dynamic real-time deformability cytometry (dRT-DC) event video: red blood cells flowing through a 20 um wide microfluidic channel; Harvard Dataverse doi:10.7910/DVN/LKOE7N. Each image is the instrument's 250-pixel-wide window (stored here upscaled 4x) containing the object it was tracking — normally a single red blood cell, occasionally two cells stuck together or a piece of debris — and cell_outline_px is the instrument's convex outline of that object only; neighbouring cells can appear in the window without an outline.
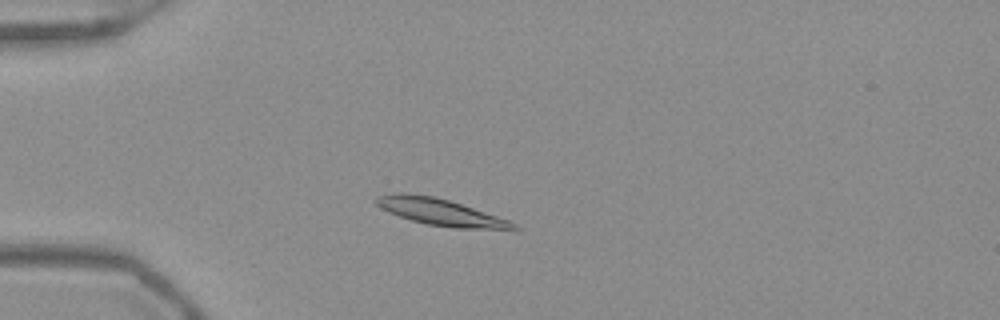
{"species": "Egyptian fruit bat (a non-hibernating species)", "species_latin": "Rousettus aegyptiacus", "temperature_condition": "warm", "stored_images_in_passage": 49, "camera_frame_rate_fps": 3000, "um_per_image_px": 0.085, "frame": {"image": 1, "passage_image": 11, "time_ms": 3.333, "image_size_px": [1000, 320], "cell_outline_px": [[520, 228], [516, 232], [456, 228], [428, 224], [412, 220], [388, 212], [380, 208], [372, 200], [376, 196], [396, 192], [400, 192], [436, 196], [508, 220], [516, 224]], "centroid_in_image_um": [37.5, 18.05], "position_along_channel_um": 47.5, "area_um2": 21.79}}
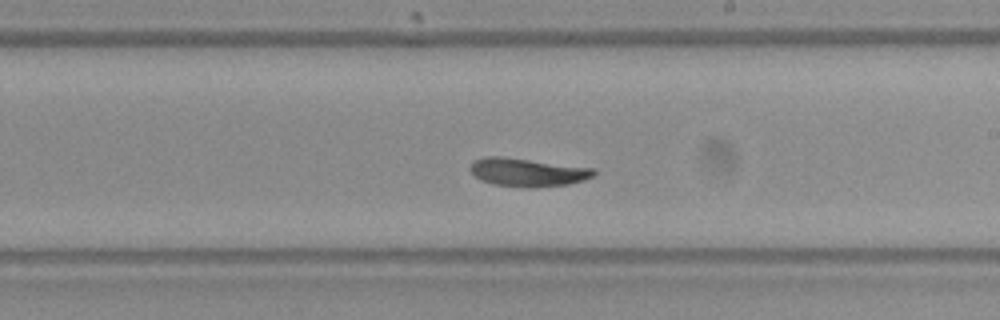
{"frame": {"image": 2, "passage_image": 28, "time_ms": 9.0, "image_size_px": [1000, 320], "cell_outline_px": [[596, 176], [584, 180], [568, 184], [528, 188], [524, 188], [492, 184], [480, 180], [468, 168], [472, 160], [484, 156], [500, 156], [596, 168]], "centroid_in_image_um": [44.83, 14.64], "position_along_channel_um": 244.2, "area_um2": 20.69}}
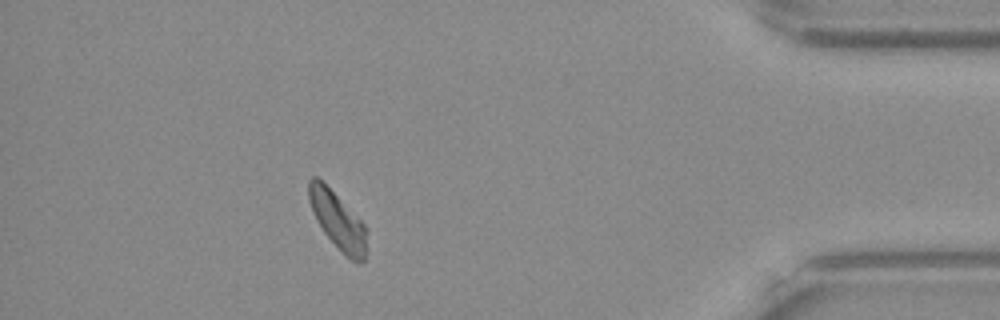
{"frame": {"image": 3, "passage_image": 44, "time_ms": 14.333, "image_size_px": [1000, 320], "cell_outline_px": [[368, 232], [364, 260], [352, 260], [324, 232], [316, 220], [312, 212], [308, 200], [308, 180], [312, 176], [316, 176], [364, 224]], "centroid_in_image_um": [28.68, 18.71], "position_along_channel_um": 406.5, "area_um2": 18.5}, "authors_computed_cell_mechanics": {"area_um2": 20.4612, "velocity_mm_per_s": 3.8693, "shape_relaxation_time_tau1_ms": 4.6131, "shape_relaxation_time_tau2_ms": 3.5969, "deformation_change_tau1": 0.116, "deformation_change_tau2": 0.0863}}